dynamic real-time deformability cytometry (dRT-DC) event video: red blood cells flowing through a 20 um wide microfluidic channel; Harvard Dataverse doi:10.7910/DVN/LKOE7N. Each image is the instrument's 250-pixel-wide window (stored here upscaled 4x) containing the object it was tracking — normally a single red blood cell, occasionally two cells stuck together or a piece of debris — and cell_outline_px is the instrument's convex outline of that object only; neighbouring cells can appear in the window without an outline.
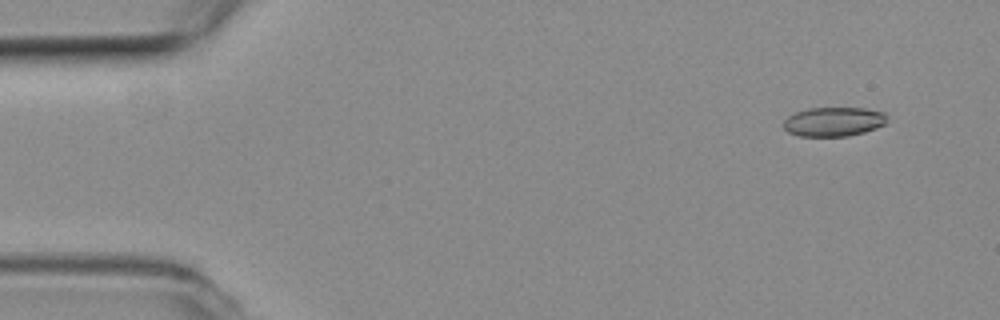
{"species": "common noctule bat (a hibernating species)", "species_latin": "Nyctalus noctula", "temperature_condition": "room temperature", "stored_images_in_passage": 6, "camera_frame_rate_fps": 3000, "um_per_image_px": 0.085, "animal": {"sex": "female", "body_mass_g": 19.3, "forearm_length_mm": 54.1}, "frame": {"image": 1, "passage_image": 1, "time_ms": 0.0, "image_size_px": [1000, 320], "cell_outline_px": [[888, 116], [884, 124], [876, 128], [864, 132], [848, 136], [800, 136], [788, 132], [784, 128], [784, 120], [788, 116], [796, 112], [808, 108], [864, 108], [884, 112]], "centroid_in_image_um": [70.87, 10.34], "position_along_channel_um": 14.1, "area_um2": 17.63}}
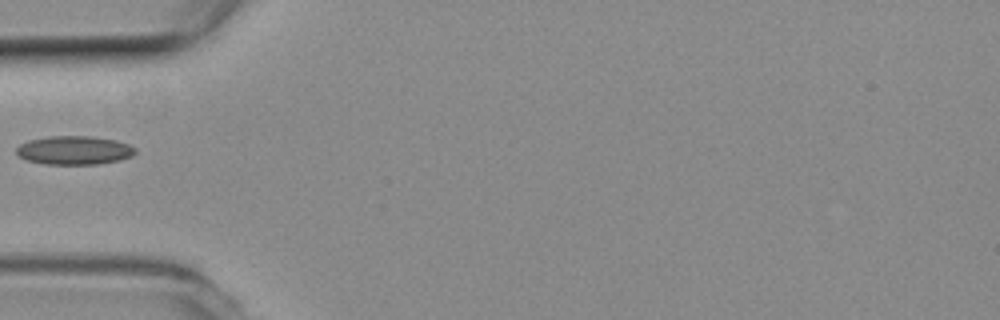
{"frame": {"image": 2, "passage_image": 5, "time_ms": 1.333, "image_size_px": [1000, 320], "cell_outline_px": [[136, 152], [132, 156], [120, 160], [96, 164], [44, 164], [28, 160], [20, 156], [16, 152], [16, 148], [20, 144], [28, 140], [48, 136], [92, 136], [116, 140], [128, 144], [136, 148]], "centroid_in_image_um": [6.32, 12.76], "position_along_channel_um": 78.7, "area_um2": 19.88}}
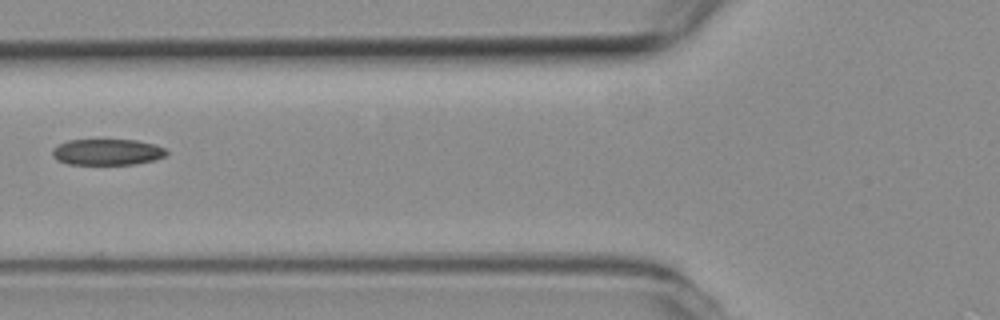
{"frame": {"image": 3, "passage_image": 6, "time_ms": 1.667, "image_size_px": [1000, 320], "cell_outline_px": [[168, 156], [156, 160], [136, 164], [68, 164], [56, 160], [52, 156], [52, 148], [68, 140], [136, 140], [156, 144], [164, 148], [168, 152]], "centroid_in_image_um": [9.15, 12.93], "position_along_channel_um": 116.6, "area_um2": 17.57}}